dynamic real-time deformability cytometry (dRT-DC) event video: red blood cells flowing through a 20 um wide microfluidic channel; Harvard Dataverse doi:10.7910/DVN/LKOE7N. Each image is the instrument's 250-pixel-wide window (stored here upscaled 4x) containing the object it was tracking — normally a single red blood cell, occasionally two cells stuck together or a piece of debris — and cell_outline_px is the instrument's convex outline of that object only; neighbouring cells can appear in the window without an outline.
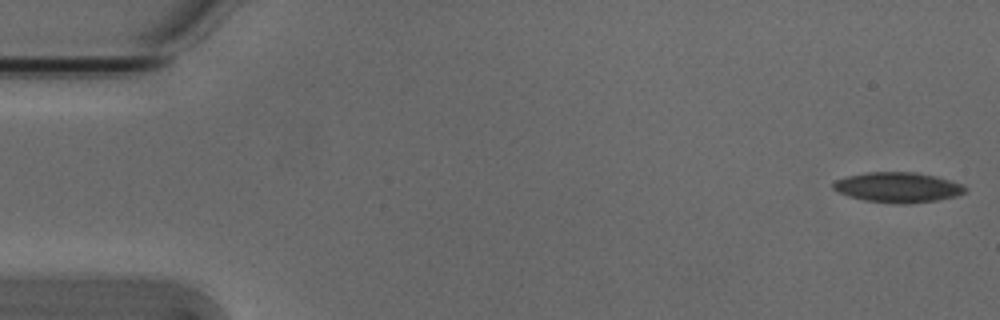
{"species": "Egyptian fruit bat (a non-hibernating species)", "species_latin": "Rousettus aegyptiacus", "temperature_condition": "cold", "stored_images_in_passage": 53, "camera_frame_rate_fps": 3000, "um_per_image_px": 0.085, "animal": {"sex": "male"}, "frame": {"image": 1, "passage_image": 1, "time_ms": 0.0, "image_size_px": [1000, 320], "cell_outline_px": [[968, 188], [964, 192], [956, 196], [936, 200], [908, 204], [900, 204], [864, 200], [848, 196], [832, 188], [832, 184], [836, 180], [848, 176], [868, 172], [916, 172], [936, 176], [960, 184]], "centroid_in_image_um": [76.31, 15.92], "position_along_channel_um": 8.7, "area_um2": 23.0}}
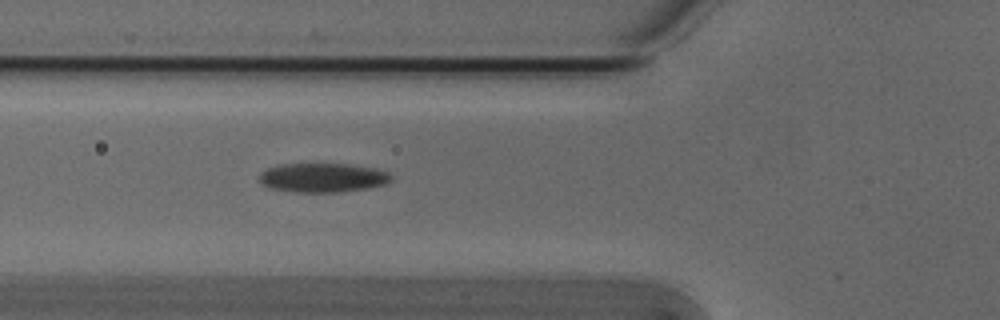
{"frame": {"image": 2, "passage_image": 19, "time_ms": 6.0, "image_size_px": [1000, 320], "cell_outline_px": [[392, 180], [384, 184], [368, 188], [336, 192], [292, 192], [272, 188], [260, 184], [260, 172], [268, 168], [280, 164], [348, 164], [376, 168], [388, 172], [392, 176]], "centroid_in_image_um": [27.43, 15.1], "position_along_channel_um": 98.4, "area_um2": 22.43}}
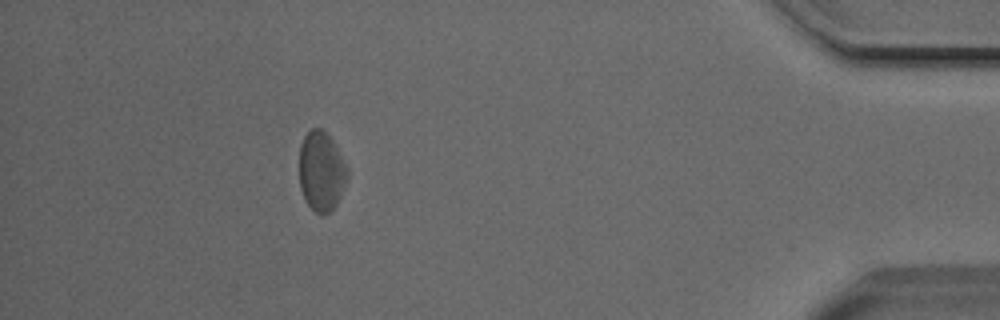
{"frame": {"image": 3, "passage_image": 48, "time_ms": 15.667, "image_size_px": [1000, 320], "cell_outline_px": [[348, 176], [340, 196], [336, 204], [328, 212], [320, 216], [304, 200], [300, 188], [300, 144], [304, 136], [312, 128], [320, 128], [332, 140], [348, 172]], "centroid_in_image_um": [27.28, 14.58], "position_along_channel_um": 407.9, "area_um2": 21.85}, "authors_computed_cell_mechanics": {"area_um2": 22.9466, "velocity_mm_per_s": 3.7844, "shape_relaxation_time_tau1_ms": 3.1739, "shape_relaxation_time_tau2_ms": null, "deformation_change_tau1": 0.0735, "deformation_change_tau2": null}}